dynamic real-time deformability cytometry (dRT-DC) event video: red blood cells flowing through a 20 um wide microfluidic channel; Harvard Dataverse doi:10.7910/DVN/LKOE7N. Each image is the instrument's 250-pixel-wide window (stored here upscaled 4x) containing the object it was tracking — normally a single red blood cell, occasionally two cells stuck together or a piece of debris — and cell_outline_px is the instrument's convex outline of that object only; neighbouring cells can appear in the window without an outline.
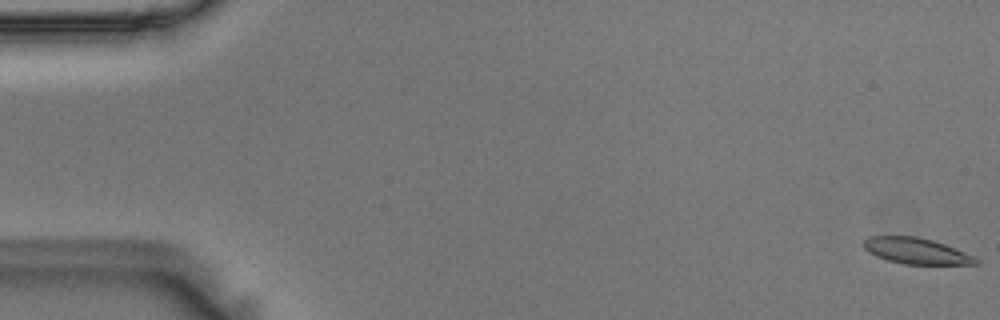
{"species": "Egyptian fruit bat (a non-hibernating species)", "species_latin": "Rousettus aegyptiacus", "temperature_condition": "room temperature", "stored_images_in_passage": 56, "camera_frame_rate_fps": 3000, "um_per_image_px": 0.085, "animal": {"sex": "male"}, "frame": {"image": 1, "passage_image": 1, "time_ms": 0.0, "image_size_px": [1000, 320], "cell_outline_px": [[980, 264], [904, 264], [888, 260], [876, 256], [868, 252], [864, 248], [864, 240], [868, 236], [916, 236], [932, 240], [944, 244], [972, 256], [980, 260]], "centroid_in_image_um": [77.85, 21.33], "position_along_channel_um": 7.2, "area_um2": 16.82}}
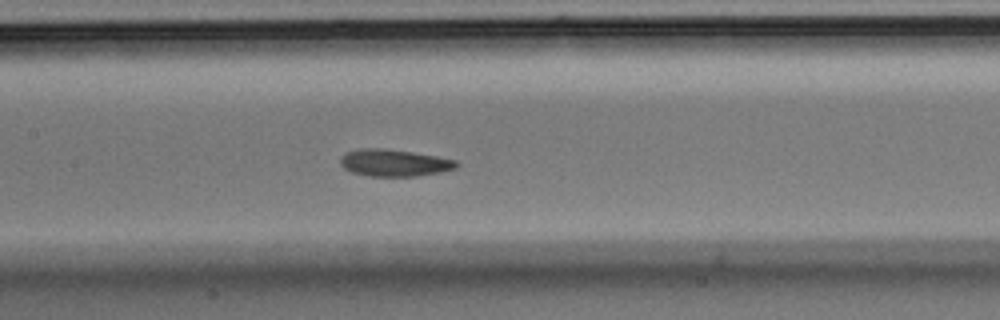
{"frame": {"image": 2, "passage_image": 27, "time_ms": 8.667, "image_size_px": [1000, 320], "cell_outline_px": [[460, 164], [456, 168], [440, 172], [416, 176], [368, 176], [352, 172], [344, 168], [340, 164], [340, 156], [344, 152], [360, 148], [384, 148], [412, 152], [436, 156], [456, 160]], "centroid_in_image_um": [33.48, 13.83], "position_along_channel_um": 173.9, "area_um2": 18.38}}
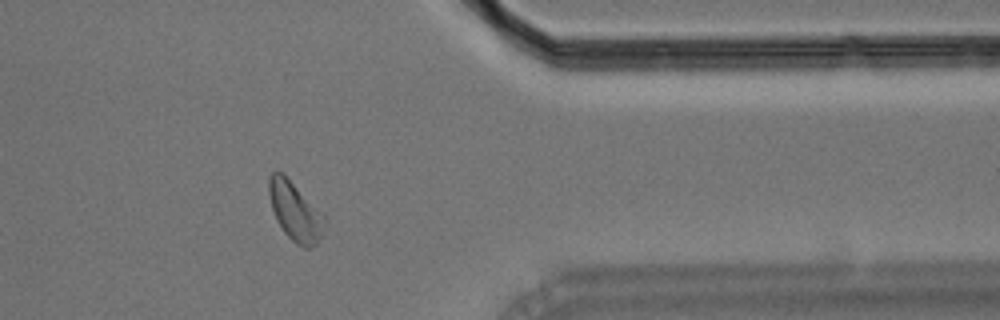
{"frame": {"image": 3, "passage_image": 46, "time_ms": 15.0, "image_size_px": [1000, 320], "cell_outline_px": [[324, 224], [320, 236], [316, 244], [308, 248], [304, 248], [296, 244], [284, 232], [276, 220], [272, 208], [268, 192], [268, 180], [272, 172], [284, 172], [324, 216]], "centroid_in_image_um": [25.04, 17.94], "position_along_channel_um": 386.4, "area_um2": 18.79}, "authors_computed_cell_mechanics": {"area_um2": 18.3804, "velocity_mm_per_s": 3.6007, "shape_relaxation_time_tau1_ms": 4.9491, "shape_relaxation_time_tau2_ms": 10.3735, "deformation_change_tau1": 0.1201, "deformation_change_tau2": 0.134}}